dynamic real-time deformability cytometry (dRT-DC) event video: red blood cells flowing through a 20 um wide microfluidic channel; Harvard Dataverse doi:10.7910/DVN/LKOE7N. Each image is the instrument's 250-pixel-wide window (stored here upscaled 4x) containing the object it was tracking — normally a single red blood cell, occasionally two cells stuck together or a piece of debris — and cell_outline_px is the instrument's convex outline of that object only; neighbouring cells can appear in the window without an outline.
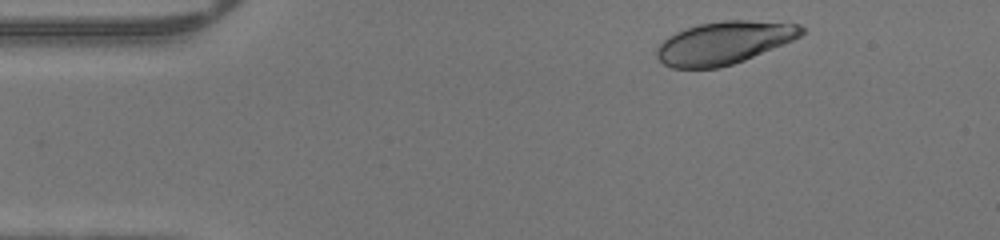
{"species": "human", "species_latin": "Homo sapiens", "temperature_condition": "warm", "stored_images_in_passage": 43, "camera_frame_rate_fps": 3000, "um_per_image_px": 0.085, "donor": {"sex": "male"}, "frame": {"image": 1, "passage_image": 2, "time_ms": 0.333, "image_size_px": [1000, 240], "cell_outline_px": [[804, 32], [800, 36], [792, 40], [744, 60], [720, 68], [672, 68], [664, 64], [656, 56], [656, 48], [668, 36], [684, 28], [696, 24], [724, 20], [748, 20], [800, 24], [804, 28]], "centroid_in_image_um": [61.51, 3.63], "position_along_channel_um": 23.5, "area_um2": 35.95}}
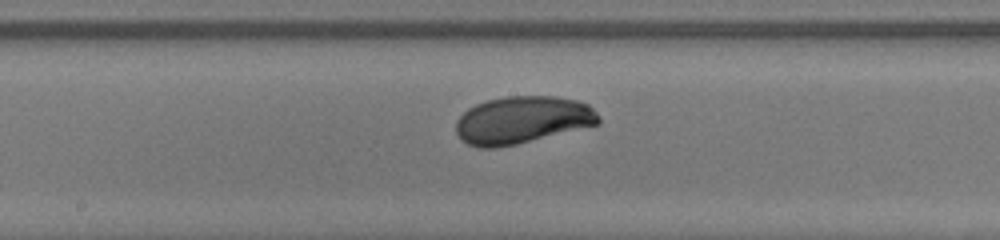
{"frame": {"image": 2, "passage_image": 20, "time_ms": 6.333, "image_size_px": [1000, 240], "cell_outline_px": [[600, 124], [516, 144], [496, 148], [480, 148], [468, 144], [460, 140], [456, 132], [456, 120], [468, 108], [476, 104], [488, 100], [508, 96], [556, 96], [576, 100], [588, 104], [600, 116]], "centroid_in_image_um": [44.39, 10.2], "position_along_channel_um": 203.8, "area_um2": 39.48}}
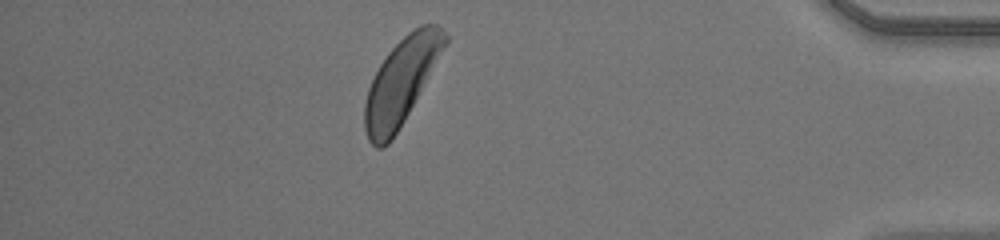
{"frame": {"image": 3, "passage_image": 37, "time_ms": 12.0, "image_size_px": [1000, 240], "cell_outline_px": [[448, 40], [404, 120], [388, 144], [380, 148], [376, 148], [368, 140], [364, 128], [364, 104], [368, 88], [380, 64], [388, 52], [408, 32], [420, 24], [436, 24], [444, 28], [448, 36]], "centroid_in_image_um": [34.08, 6.92], "position_along_channel_um": 401.1, "area_um2": 39.19}}